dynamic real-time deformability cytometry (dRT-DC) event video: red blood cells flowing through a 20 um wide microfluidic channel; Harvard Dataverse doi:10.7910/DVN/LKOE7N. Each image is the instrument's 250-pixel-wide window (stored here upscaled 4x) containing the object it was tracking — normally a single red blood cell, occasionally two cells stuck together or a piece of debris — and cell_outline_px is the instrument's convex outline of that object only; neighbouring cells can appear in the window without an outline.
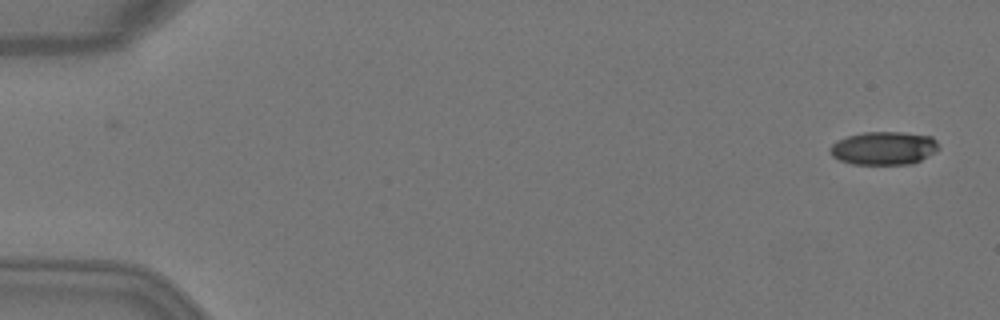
{"species": "Egyptian fruit bat (a non-hibernating species)", "species_latin": "Rousettus aegyptiacus", "temperature_condition": "warm", "stored_images_in_passage": 6, "camera_frame_rate_fps": 3000, "um_per_image_px": 0.085, "animal": {"sex": "female"}, "frame": {"image": 1, "passage_image": 1, "time_ms": 0.0, "image_size_px": [1000, 320], "cell_outline_px": [[940, 148], [936, 152], [912, 164], [852, 164], [840, 160], [832, 156], [828, 148], [836, 140], [848, 136], [864, 132], [904, 132], [932, 136], [936, 140]], "centroid_in_image_um": [75.13, 12.59], "position_along_channel_um": 9.9, "area_um2": 21.21}}
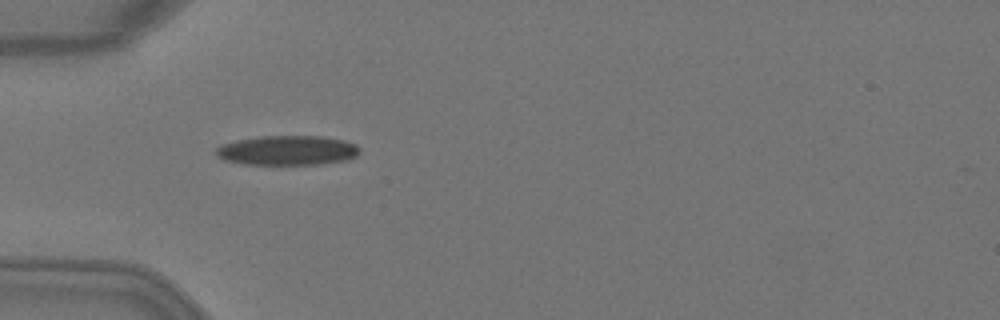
{"frame": {"image": 2, "passage_image": 5, "time_ms": 1.333, "image_size_px": [1000, 320], "cell_outline_px": [[360, 152], [356, 156], [348, 160], [316, 164], [244, 164], [224, 160], [216, 156], [212, 152], [220, 144], [236, 140], [260, 136], [324, 136], [344, 140], [356, 144], [360, 148]], "centroid_in_image_um": [24.4, 12.77], "position_along_channel_um": 60.6, "area_um2": 25.09}}